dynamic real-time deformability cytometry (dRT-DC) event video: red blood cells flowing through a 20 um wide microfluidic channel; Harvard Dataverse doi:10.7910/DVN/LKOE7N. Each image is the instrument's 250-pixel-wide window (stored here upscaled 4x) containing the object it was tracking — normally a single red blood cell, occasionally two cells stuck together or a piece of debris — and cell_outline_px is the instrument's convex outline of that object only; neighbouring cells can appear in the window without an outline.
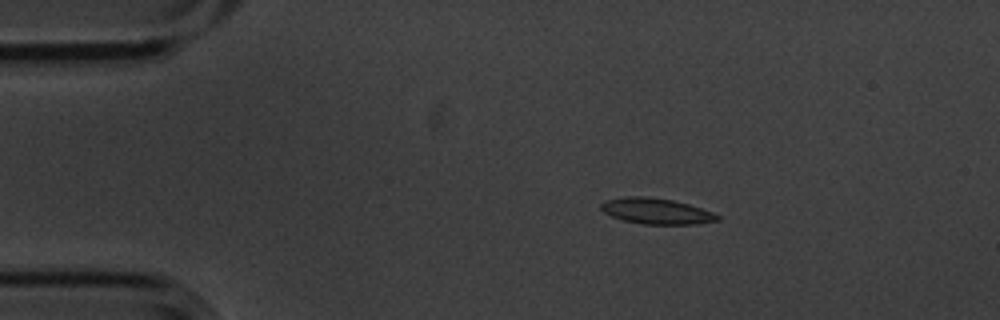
{"species": "common noctule bat (a hibernating species)", "species_latin": "Nyctalus noctula", "temperature_condition": "cold", "stored_images_in_passage": 48, "camera_frame_rate_fps": 3000, "um_per_image_px": 0.085, "animal": {"sex": "male", "body_mass_g": 20.1, "forearm_length_mm": 53.5}, "frame": {"image": 1, "passage_image": 2, "time_ms": 0.333, "image_size_px": [1000, 320], "cell_outline_px": [[720, 220], [696, 224], [644, 224], [624, 220], [612, 216], [604, 212], [600, 208], [600, 204], [604, 200], [624, 196], [644, 196], [672, 200], [688, 204], [712, 212], [720, 216]], "centroid_in_image_um": [55.76, 17.94], "position_along_channel_um": 29.2, "area_um2": 17.46}}
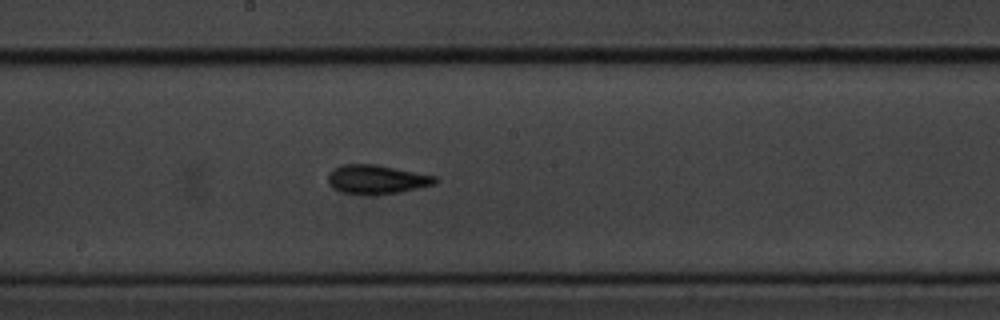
{"frame": {"image": 2, "passage_image": 22, "time_ms": 7.0, "image_size_px": [1000, 320], "cell_outline_px": [[440, 180], [436, 184], [400, 192], [376, 196], [364, 196], [340, 192], [332, 188], [328, 184], [328, 172], [344, 164], [376, 164], [436, 176]], "centroid_in_image_um": [32.01, 15.28], "position_along_channel_um": 216.2, "area_um2": 18.61}}
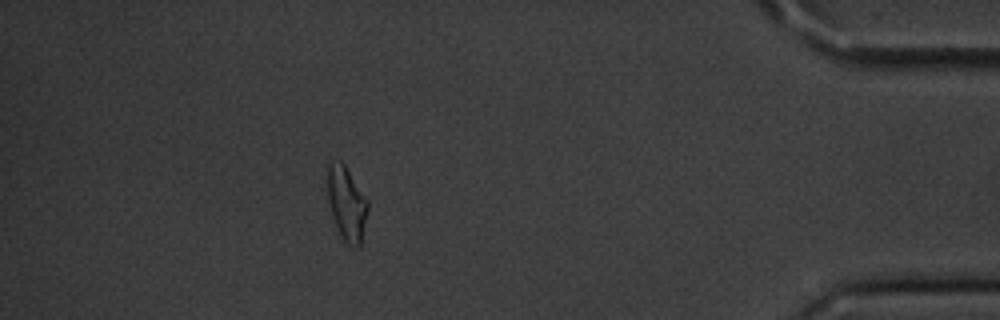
{"frame": {"image": 3, "passage_image": 42, "time_ms": 13.667, "image_size_px": [1000, 320], "cell_outline_px": [[368, 208], [360, 244], [356, 248], [352, 248], [340, 236], [332, 216], [328, 204], [328, 164], [340, 160], [344, 164], [368, 200]], "centroid_in_image_um": [29.46, 17.32], "position_along_channel_um": 405.7, "area_um2": 17.17}, "authors_computed_cell_mechanics": {"area_um2": 17.2533, "velocity_mm_per_s": 3.5689, "shape_relaxation_time_tau1_ms": 3.3504, "shape_relaxation_time_tau2_ms": 4.6177, "deformation_change_tau1": 0.1145, "deformation_change_tau2": 0.1141}}